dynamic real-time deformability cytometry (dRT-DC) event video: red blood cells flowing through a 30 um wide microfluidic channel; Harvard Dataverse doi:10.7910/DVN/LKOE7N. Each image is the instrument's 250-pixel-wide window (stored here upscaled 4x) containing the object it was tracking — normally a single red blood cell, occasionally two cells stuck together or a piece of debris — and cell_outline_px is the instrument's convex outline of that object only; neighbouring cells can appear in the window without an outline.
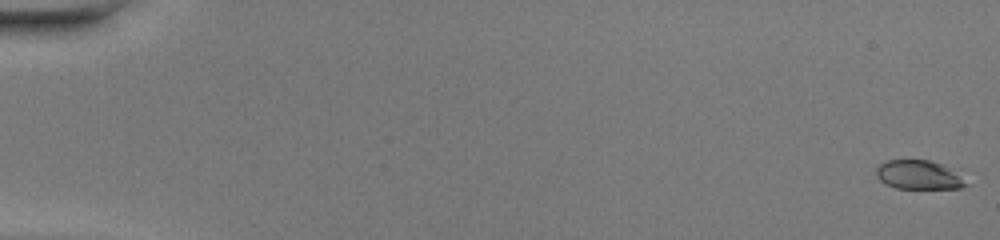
{"species": "common noctule bat (a hibernating species)", "species_latin": "Nyctalus noctula", "temperature_condition": "warm", "stored_images_in_passage": 49, "camera_frame_rate_fps": 3000, "um_per_image_px": 0.085, "animal": {"sex": "female", "body_mass_g": 20.0, "forearm_length_mm": 54.0}, "frame": {"image": 1, "passage_image": 1, "time_ms": 0.0, "image_size_px": [1000, 240], "cell_outline_px": [[972, 184], [960, 188], [896, 188], [884, 184], [876, 176], [876, 168], [880, 164], [888, 160], [928, 160], [944, 164]], "centroid_in_image_um": [78.11, 14.87], "position_along_channel_um": 6.9, "area_um2": 15.26}}
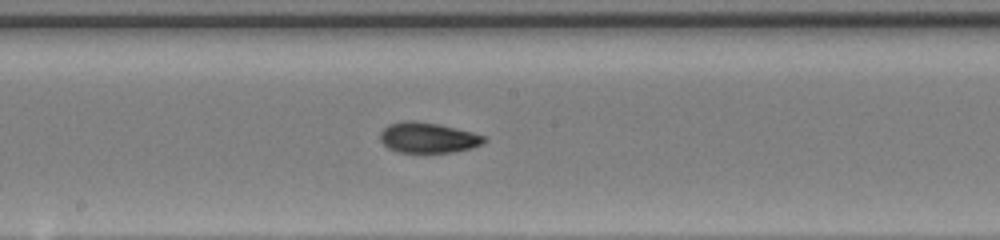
{"frame": {"image": 2, "passage_image": 28, "time_ms": 9.0, "image_size_px": [1000, 240], "cell_outline_px": [[488, 140], [472, 148], [452, 152], [396, 152], [388, 148], [380, 140], [380, 132], [388, 124], [404, 120], [412, 120], [440, 124], [472, 132], [484, 136]], "centroid_in_image_um": [36.35, 11.69], "position_along_channel_um": 211.8, "area_um2": 18.5}}
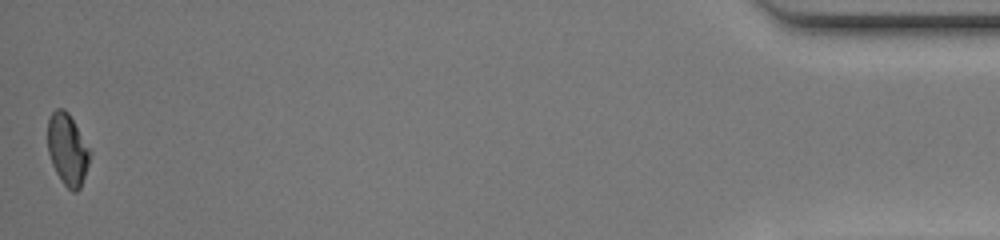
{"frame": {"image": 3, "passage_image": 49, "time_ms": 16.0, "image_size_px": [1000, 240], "cell_outline_px": [[92, 152], [80, 188], [76, 192], [72, 192], [60, 180], [52, 164], [48, 152], [48, 120], [52, 112], [56, 108], [64, 108], [68, 112]], "centroid_in_image_um": [5.74, 12.7], "position_along_channel_um": 429.5, "area_um2": 17.57}, "authors_computed_cell_mechanics": {"area_um2": 18.0336, "velocity_mm_per_s": 4.3489, "shape_relaxation_time_tau1_ms": 9.1488, "shape_relaxation_time_tau2_ms": 1.7728, "deformation_change_tau1": 0.2627, "deformation_change_tau2": 0.0617}}